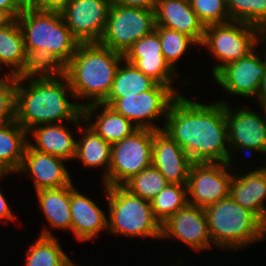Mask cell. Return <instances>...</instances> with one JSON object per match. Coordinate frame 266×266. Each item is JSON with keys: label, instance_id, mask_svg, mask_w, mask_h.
Returning <instances> with one entry per match:
<instances>
[{"label": "cell", "instance_id": "4", "mask_svg": "<svg viewBox=\"0 0 266 266\" xmlns=\"http://www.w3.org/2000/svg\"><path fill=\"white\" fill-rule=\"evenodd\" d=\"M214 245L220 249H239L266 238V225L230 196L204 209Z\"/></svg>", "mask_w": 266, "mask_h": 266}, {"label": "cell", "instance_id": "18", "mask_svg": "<svg viewBox=\"0 0 266 266\" xmlns=\"http://www.w3.org/2000/svg\"><path fill=\"white\" fill-rule=\"evenodd\" d=\"M63 160L54 155L37 151L28 143L18 171L29 173L32 176L36 191L60 188L73 183Z\"/></svg>", "mask_w": 266, "mask_h": 266}, {"label": "cell", "instance_id": "12", "mask_svg": "<svg viewBox=\"0 0 266 266\" xmlns=\"http://www.w3.org/2000/svg\"><path fill=\"white\" fill-rule=\"evenodd\" d=\"M110 6L111 0H71L61 14L79 43L99 42Z\"/></svg>", "mask_w": 266, "mask_h": 266}, {"label": "cell", "instance_id": "19", "mask_svg": "<svg viewBox=\"0 0 266 266\" xmlns=\"http://www.w3.org/2000/svg\"><path fill=\"white\" fill-rule=\"evenodd\" d=\"M155 27L184 33L201 45L205 27L188 0H157L154 9Z\"/></svg>", "mask_w": 266, "mask_h": 266}, {"label": "cell", "instance_id": "9", "mask_svg": "<svg viewBox=\"0 0 266 266\" xmlns=\"http://www.w3.org/2000/svg\"><path fill=\"white\" fill-rule=\"evenodd\" d=\"M154 29V10L111 4L99 43L124 55L132 44Z\"/></svg>", "mask_w": 266, "mask_h": 266}, {"label": "cell", "instance_id": "40", "mask_svg": "<svg viewBox=\"0 0 266 266\" xmlns=\"http://www.w3.org/2000/svg\"><path fill=\"white\" fill-rule=\"evenodd\" d=\"M5 174H8V173L0 172V178L3 177V175ZM3 218H4V221L6 220L14 221V218L16 217L12 214L11 209L7 203V200L0 190V219L2 220Z\"/></svg>", "mask_w": 266, "mask_h": 266}, {"label": "cell", "instance_id": "30", "mask_svg": "<svg viewBox=\"0 0 266 266\" xmlns=\"http://www.w3.org/2000/svg\"><path fill=\"white\" fill-rule=\"evenodd\" d=\"M24 38L17 19L0 27V65L10 66L16 74L24 61Z\"/></svg>", "mask_w": 266, "mask_h": 266}, {"label": "cell", "instance_id": "23", "mask_svg": "<svg viewBox=\"0 0 266 266\" xmlns=\"http://www.w3.org/2000/svg\"><path fill=\"white\" fill-rule=\"evenodd\" d=\"M104 107L100 113L96 114L98 107ZM91 114L98 115L94 123L88 126L92 128L100 137L111 145L130 136L138 128L122 114L117 113L112 107L103 103H96L83 108L85 123L90 121Z\"/></svg>", "mask_w": 266, "mask_h": 266}, {"label": "cell", "instance_id": "28", "mask_svg": "<svg viewBox=\"0 0 266 266\" xmlns=\"http://www.w3.org/2000/svg\"><path fill=\"white\" fill-rule=\"evenodd\" d=\"M46 228L37 241L26 251V266H71L73 263Z\"/></svg>", "mask_w": 266, "mask_h": 266}, {"label": "cell", "instance_id": "34", "mask_svg": "<svg viewBox=\"0 0 266 266\" xmlns=\"http://www.w3.org/2000/svg\"><path fill=\"white\" fill-rule=\"evenodd\" d=\"M154 30L159 35L163 56L174 70L176 62L188 50V46L197 44L188 35L175 30L164 27H155Z\"/></svg>", "mask_w": 266, "mask_h": 266}, {"label": "cell", "instance_id": "41", "mask_svg": "<svg viewBox=\"0 0 266 266\" xmlns=\"http://www.w3.org/2000/svg\"><path fill=\"white\" fill-rule=\"evenodd\" d=\"M256 98H258L257 101H259V105L266 102V68L264 76L260 81V86Z\"/></svg>", "mask_w": 266, "mask_h": 266}, {"label": "cell", "instance_id": "24", "mask_svg": "<svg viewBox=\"0 0 266 266\" xmlns=\"http://www.w3.org/2000/svg\"><path fill=\"white\" fill-rule=\"evenodd\" d=\"M27 133L15 120L0 125V172H18L29 143Z\"/></svg>", "mask_w": 266, "mask_h": 266}, {"label": "cell", "instance_id": "20", "mask_svg": "<svg viewBox=\"0 0 266 266\" xmlns=\"http://www.w3.org/2000/svg\"><path fill=\"white\" fill-rule=\"evenodd\" d=\"M229 196L243 208L252 211L266 225V167L233 175Z\"/></svg>", "mask_w": 266, "mask_h": 266}, {"label": "cell", "instance_id": "10", "mask_svg": "<svg viewBox=\"0 0 266 266\" xmlns=\"http://www.w3.org/2000/svg\"><path fill=\"white\" fill-rule=\"evenodd\" d=\"M176 97L169 87L157 83L146 92L118 98L110 107L130 120L138 129L158 131L163 130V126L158 127L153 121L162 116L166 117L170 104Z\"/></svg>", "mask_w": 266, "mask_h": 266}, {"label": "cell", "instance_id": "21", "mask_svg": "<svg viewBox=\"0 0 266 266\" xmlns=\"http://www.w3.org/2000/svg\"><path fill=\"white\" fill-rule=\"evenodd\" d=\"M71 231L80 241L91 240L99 231L107 229V218L97 204L78 192L71 184Z\"/></svg>", "mask_w": 266, "mask_h": 266}, {"label": "cell", "instance_id": "1", "mask_svg": "<svg viewBox=\"0 0 266 266\" xmlns=\"http://www.w3.org/2000/svg\"><path fill=\"white\" fill-rule=\"evenodd\" d=\"M225 103L207 104L178 95L170 104L163 131L188 154L193 163H226L230 169L232 152L227 149ZM227 144V146H225Z\"/></svg>", "mask_w": 266, "mask_h": 266}, {"label": "cell", "instance_id": "15", "mask_svg": "<svg viewBox=\"0 0 266 266\" xmlns=\"http://www.w3.org/2000/svg\"><path fill=\"white\" fill-rule=\"evenodd\" d=\"M169 236L196 251L210 248L213 243L204 209L189 203L161 224V239Z\"/></svg>", "mask_w": 266, "mask_h": 266}, {"label": "cell", "instance_id": "26", "mask_svg": "<svg viewBox=\"0 0 266 266\" xmlns=\"http://www.w3.org/2000/svg\"><path fill=\"white\" fill-rule=\"evenodd\" d=\"M116 71L110 92L103 104L111 106L118 98L151 90L157 82L146 76L133 64L127 62Z\"/></svg>", "mask_w": 266, "mask_h": 266}, {"label": "cell", "instance_id": "2", "mask_svg": "<svg viewBox=\"0 0 266 266\" xmlns=\"http://www.w3.org/2000/svg\"><path fill=\"white\" fill-rule=\"evenodd\" d=\"M23 81H29L28 88L23 87ZM66 90L75 98L65 75L56 78L18 80L15 121L27 132L36 125L57 123L66 119L79 127L80 121L85 122L83 104L70 103L66 98Z\"/></svg>", "mask_w": 266, "mask_h": 266}, {"label": "cell", "instance_id": "13", "mask_svg": "<svg viewBox=\"0 0 266 266\" xmlns=\"http://www.w3.org/2000/svg\"><path fill=\"white\" fill-rule=\"evenodd\" d=\"M265 68L266 53L263 61L254 50L225 65L214 75V79L227 93L251 98L257 96Z\"/></svg>", "mask_w": 266, "mask_h": 266}, {"label": "cell", "instance_id": "8", "mask_svg": "<svg viewBox=\"0 0 266 266\" xmlns=\"http://www.w3.org/2000/svg\"><path fill=\"white\" fill-rule=\"evenodd\" d=\"M154 130L137 129L130 136L112 144L111 162L105 186H122L132 176L152 165Z\"/></svg>", "mask_w": 266, "mask_h": 266}, {"label": "cell", "instance_id": "31", "mask_svg": "<svg viewBox=\"0 0 266 266\" xmlns=\"http://www.w3.org/2000/svg\"><path fill=\"white\" fill-rule=\"evenodd\" d=\"M187 197L186 184L169 183L151 201L155 218L164 223L188 203Z\"/></svg>", "mask_w": 266, "mask_h": 266}, {"label": "cell", "instance_id": "17", "mask_svg": "<svg viewBox=\"0 0 266 266\" xmlns=\"http://www.w3.org/2000/svg\"><path fill=\"white\" fill-rule=\"evenodd\" d=\"M229 107L225 103L228 143L256 148L266 154L265 116L249 108L232 111Z\"/></svg>", "mask_w": 266, "mask_h": 266}, {"label": "cell", "instance_id": "27", "mask_svg": "<svg viewBox=\"0 0 266 266\" xmlns=\"http://www.w3.org/2000/svg\"><path fill=\"white\" fill-rule=\"evenodd\" d=\"M39 73L41 79L61 77L65 66L46 49L25 50L23 64L15 77L17 80L35 79Z\"/></svg>", "mask_w": 266, "mask_h": 266}, {"label": "cell", "instance_id": "6", "mask_svg": "<svg viewBox=\"0 0 266 266\" xmlns=\"http://www.w3.org/2000/svg\"><path fill=\"white\" fill-rule=\"evenodd\" d=\"M105 187L109 205V233L161 238V223L153 214L151 202L130 193L123 186Z\"/></svg>", "mask_w": 266, "mask_h": 266}, {"label": "cell", "instance_id": "11", "mask_svg": "<svg viewBox=\"0 0 266 266\" xmlns=\"http://www.w3.org/2000/svg\"><path fill=\"white\" fill-rule=\"evenodd\" d=\"M226 163H192L187 180L188 203L199 208L216 204L229 196L233 174ZM228 171V172H227Z\"/></svg>", "mask_w": 266, "mask_h": 266}, {"label": "cell", "instance_id": "3", "mask_svg": "<svg viewBox=\"0 0 266 266\" xmlns=\"http://www.w3.org/2000/svg\"><path fill=\"white\" fill-rule=\"evenodd\" d=\"M122 60L123 54L112 51L99 42L78 45L76 52L65 65L64 75L68 78L77 100L88 98V102L83 103V108L106 100Z\"/></svg>", "mask_w": 266, "mask_h": 266}, {"label": "cell", "instance_id": "39", "mask_svg": "<svg viewBox=\"0 0 266 266\" xmlns=\"http://www.w3.org/2000/svg\"><path fill=\"white\" fill-rule=\"evenodd\" d=\"M157 0H111L112 5L154 10Z\"/></svg>", "mask_w": 266, "mask_h": 266}, {"label": "cell", "instance_id": "22", "mask_svg": "<svg viewBox=\"0 0 266 266\" xmlns=\"http://www.w3.org/2000/svg\"><path fill=\"white\" fill-rule=\"evenodd\" d=\"M30 130L28 134L33 132V138L37 143H29L33 149L62 158L64 161L75 158L77 140L62 123L40 124Z\"/></svg>", "mask_w": 266, "mask_h": 266}, {"label": "cell", "instance_id": "33", "mask_svg": "<svg viewBox=\"0 0 266 266\" xmlns=\"http://www.w3.org/2000/svg\"><path fill=\"white\" fill-rule=\"evenodd\" d=\"M231 21L259 28L266 35V0H226Z\"/></svg>", "mask_w": 266, "mask_h": 266}, {"label": "cell", "instance_id": "44", "mask_svg": "<svg viewBox=\"0 0 266 266\" xmlns=\"http://www.w3.org/2000/svg\"><path fill=\"white\" fill-rule=\"evenodd\" d=\"M261 105V107L263 108V110H264V113H265V119H266V102L265 103H262V104H260Z\"/></svg>", "mask_w": 266, "mask_h": 266}, {"label": "cell", "instance_id": "7", "mask_svg": "<svg viewBox=\"0 0 266 266\" xmlns=\"http://www.w3.org/2000/svg\"><path fill=\"white\" fill-rule=\"evenodd\" d=\"M266 35L257 27L244 22L230 21L205 27L202 47H207L221 63L213 66L214 76L228 63L247 56L257 43H266ZM259 41V42H258Z\"/></svg>", "mask_w": 266, "mask_h": 266}, {"label": "cell", "instance_id": "14", "mask_svg": "<svg viewBox=\"0 0 266 266\" xmlns=\"http://www.w3.org/2000/svg\"><path fill=\"white\" fill-rule=\"evenodd\" d=\"M124 60L158 84L169 87L177 96L180 95L172 86V79L177 78V74L164 58L160 38L155 30L132 44L124 54Z\"/></svg>", "mask_w": 266, "mask_h": 266}, {"label": "cell", "instance_id": "43", "mask_svg": "<svg viewBox=\"0 0 266 266\" xmlns=\"http://www.w3.org/2000/svg\"><path fill=\"white\" fill-rule=\"evenodd\" d=\"M230 150H234V149H242L245 151L246 154H250L249 152L252 151H257V152H261L260 150L256 149V148H252V147H248V146H244V145H231V147L229 148Z\"/></svg>", "mask_w": 266, "mask_h": 266}, {"label": "cell", "instance_id": "38", "mask_svg": "<svg viewBox=\"0 0 266 266\" xmlns=\"http://www.w3.org/2000/svg\"><path fill=\"white\" fill-rule=\"evenodd\" d=\"M26 0H0V8L6 10L14 19L23 11Z\"/></svg>", "mask_w": 266, "mask_h": 266}, {"label": "cell", "instance_id": "5", "mask_svg": "<svg viewBox=\"0 0 266 266\" xmlns=\"http://www.w3.org/2000/svg\"><path fill=\"white\" fill-rule=\"evenodd\" d=\"M17 21L25 50L46 49L64 66L80 44L65 24L61 12L40 11L26 5Z\"/></svg>", "mask_w": 266, "mask_h": 266}, {"label": "cell", "instance_id": "42", "mask_svg": "<svg viewBox=\"0 0 266 266\" xmlns=\"http://www.w3.org/2000/svg\"><path fill=\"white\" fill-rule=\"evenodd\" d=\"M14 18L4 9L0 8V27L11 23Z\"/></svg>", "mask_w": 266, "mask_h": 266}, {"label": "cell", "instance_id": "35", "mask_svg": "<svg viewBox=\"0 0 266 266\" xmlns=\"http://www.w3.org/2000/svg\"><path fill=\"white\" fill-rule=\"evenodd\" d=\"M189 2L204 27L231 21L226 0H189Z\"/></svg>", "mask_w": 266, "mask_h": 266}, {"label": "cell", "instance_id": "16", "mask_svg": "<svg viewBox=\"0 0 266 266\" xmlns=\"http://www.w3.org/2000/svg\"><path fill=\"white\" fill-rule=\"evenodd\" d=\"M191 161L188 154L163 130L154 131L152 165L171 184H187Z\"/></svg>", "mask_w": 266, "mask_h": 266}, {"label": "cell", "instance_id": "25", "mask_svg": "<svg viewBox=\"0 0 266 266\" xmlns=\"http://www.w3.org/2000/svg\"><path fill=\"white\" fill-rule=\"evenodd\" d=\"M39 205L49 225L56 229L71 230V185L36 191Z\"/></svg>", "mask_w": 266, "mask_h": 266}, {"label": "cell", "instance_id": "29", "mask_svg": "<svg viewBox=\"0 0 266 266\" xmlns=\"http://www.w3.org/2000/svg\"><path fill=\"white\" fill-rule=\"evenodd\" d=\"M81 131H84L82 141H76L75 158L81 159V163L88 167H99L106 165V172L103 175V180L108 176V171L111 162V144L106 142L89 126L85 130L79 126Z\"/></svg>", "mask_w": 266, "mask_h": 266}, {"label": "cell", "instance_id": "32", "mask_svg": "<svg viewBox=\"0 0 266 266\" xmlns=\"http://www.w3.org/2000/svg\"><path fill=\"white\" fill-rule=\"evenodd\" d=\"M169 184L164 175L153 165L132 176L122 186L130 193L151 202Z\"/></svg>", "mask_w": 266, "mask_h": 266}, {"label": "cell", "instance_id": "37", "mask_svg": "<svg viewBox=\"0 0 266 266\" xmlns=\"http://www.w3.org/2000/svg\"><path fill=\"white\" fill-rule=\"evenodd\" d=\"M71 0H26V5L40 11L61 12Z\"/></svg>", "mask_w": 266, "mask_h": 266}, {"label": "cell", "instance_id": "36", "mask_svg": "<svg viewBox=\"0 0 266 266\" xmlns=\"http://www.w3.org/2000/svg\"><path fill=\"white\" fill-rule=\"evenodd\" d=\"M0 77V125L15 120L16 85L14 74Z\"/></svg>", "mask_w": 266, "mask_h": 266}]
</instances>
